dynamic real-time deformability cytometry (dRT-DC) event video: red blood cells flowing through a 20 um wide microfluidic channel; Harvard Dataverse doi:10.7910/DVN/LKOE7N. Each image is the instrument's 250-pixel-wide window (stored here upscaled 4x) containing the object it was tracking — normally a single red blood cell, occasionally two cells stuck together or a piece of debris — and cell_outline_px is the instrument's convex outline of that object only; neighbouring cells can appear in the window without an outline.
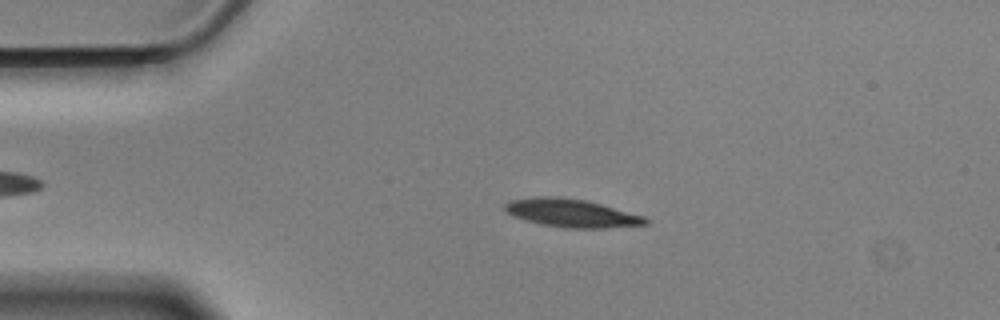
{"species": "Egyptian fruit bat (a non-hibernating species)", "species_latin": "Rousettus aegyptiacus", "temperature_condition": "cold", "stored_images_in_passage": 47, "camera_frame_rate_fps": 3000, "um_per_image_px": 0.085, "animal": {"sex": "male"}, "frame": {"image": 1, "passage_image": 2, "time_ms": 0.333, "image_size_px": [1000, 320], "cell_outline_px": [[648, 224], [604, 228], [564, 228], [540, 224], [516, 216], [508, 212], [504, 208], [504, 204], [512, 200], [536, 196], [556, 196], [584, 200], [600, 204], [644, 216], [648, 220]], "centroid_in_image_um": [48.58, 18.11], "position_along_channel_um": 36.4, "area_um2": 22.72}}
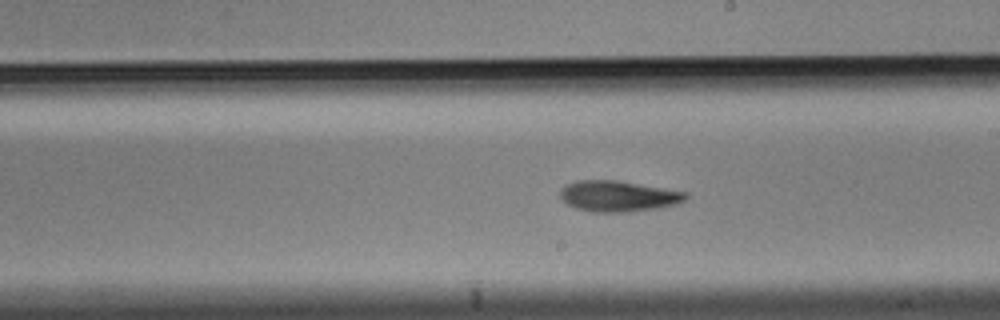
{"frame": {"image": 2, "passage_image": 22, "time_ms": 7.0, "image_size_px": [1000, 320], "cell_outline_px": [[688, 196], [684, 200], [676, 204], [656, 208], [624, 212], [592, 212], [576, 208], [568, 204], [560, 196], [560, 188], [564, 184], [576, 180], [616, 180], [688, 192]], "centroid_in_image_um": [52.51, 16.66], "position_along_channel_um": 236.5, "area_um2": 22.54}}
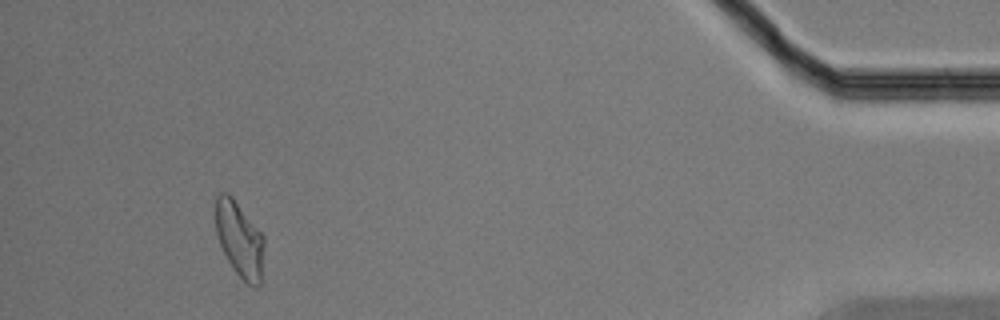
{"frame": {"image": 3, "passage_image": 43, "time_ms": 14.0, "image_size_px": [1000, 320], "cell_outline_px": [[264, 244], [260, 284], [256, 288], [248, 284], [236, 272], [228, 260], [220, 244], [216, 232], [216, 196], [220, 192], [228, 192], [232, 196], [264, 236]], "centroid_in_image_um": [20.36, 20.32], "position_along_channel_um": 414.8, "area_um2": 21.1}, "authors_computed_cell_mechanics": {"area_um2": 22.253, "velocity_mm_per_s": 3.5011, "shape_relaxation_time_tau1_ms": 2.8188, "shape_relaxation_time_tau2_ms": null, "deformation_change_tau1": 0.1334, "deformation_change_tau2": null}}